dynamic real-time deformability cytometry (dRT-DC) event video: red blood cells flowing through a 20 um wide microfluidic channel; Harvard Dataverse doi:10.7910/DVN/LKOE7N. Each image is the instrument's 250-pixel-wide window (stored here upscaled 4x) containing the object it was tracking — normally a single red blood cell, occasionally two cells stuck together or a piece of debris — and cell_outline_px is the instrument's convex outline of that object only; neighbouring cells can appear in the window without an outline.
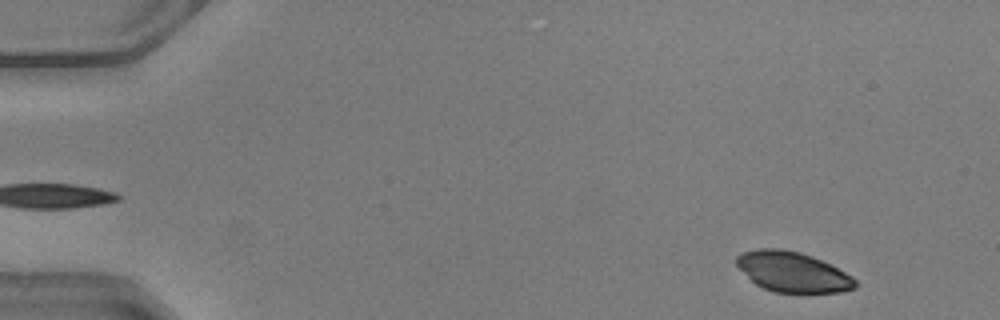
{"species": "common noctule bat (a hibernating species)", "species_latin": "Nyctalus noctula", "temperature_condition": "warm", "stored_images_in_passage": 46, "camera_frame_rate_fps": 3000, "um_per_image_px": 0.085, "animal": {"sex": "male", "body_mass_g": 20.5, "forearm_length_mm": 52.5}, "frame": {"image": 1, "passage_image": 1, "time_ms": 0.0, "image_size_px": [1000, 320], "cell_outline_px": [[856, 288], [840, 292], [776, 292], [764, 288], [756, 284], [736, 264], [736, 256], [740, 252], [756, 248], [780, 248], [800, 252], [812, 256], [832, 264], [852, 276], [856, 280]], "centroid_in_image_um": [67.39, 23.09], "position_along_channel_um": 17.6, "area_um2": 27.8}}
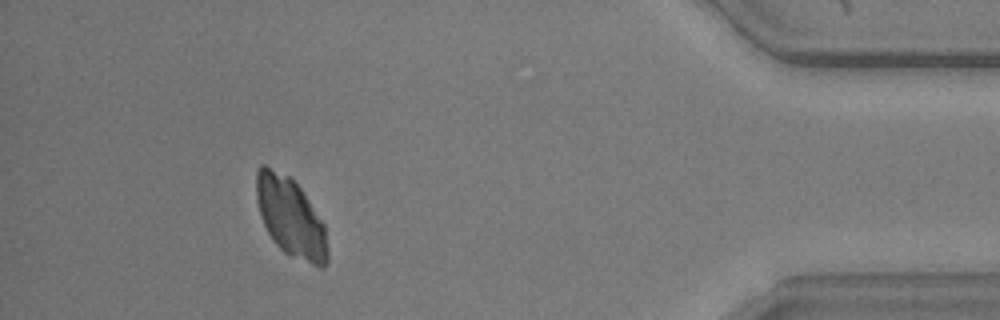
{"frame": {"image": 2, "passage_image": 42, "time_ms": 13.667, "image_size_px": [1000, 320], "cell_outline_px": [[328, 260], [324, 268], [320, 268], [292, 256], [284, 252], [272, 240], [264, 224], [260, 212], [256, 196], [256, 172], [260, 164], [264, 164], [288, 176], [300, 188], [324, 224], [328, 252]], "centroid_in_image_um": [24.7, 18.48], "position_along_channel_um": 410.5, "area_um2": 32.54}}